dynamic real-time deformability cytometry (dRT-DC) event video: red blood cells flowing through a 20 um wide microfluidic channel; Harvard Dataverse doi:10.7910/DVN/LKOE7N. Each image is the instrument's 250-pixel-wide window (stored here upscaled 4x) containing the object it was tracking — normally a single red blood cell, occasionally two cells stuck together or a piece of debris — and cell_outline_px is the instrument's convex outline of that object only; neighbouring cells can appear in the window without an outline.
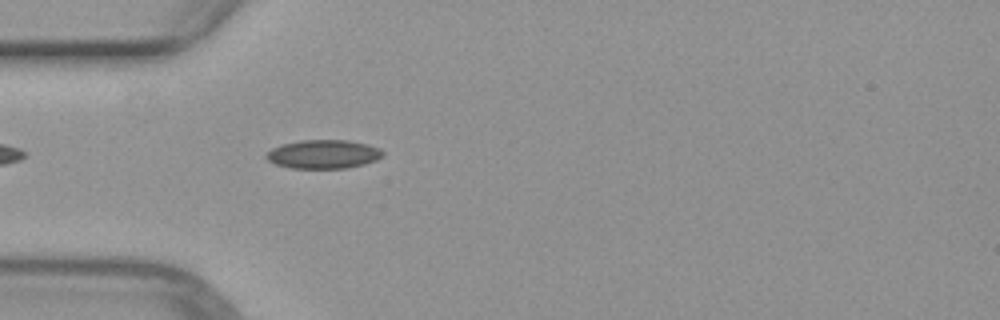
{"species": "common noctule bat (a hibernating species)", "species_latin": "Nyctalus noctula", "temperature_condition": "warm", "stored_images_in_passage": 37, "camera_frame_rate_fps": 3000, "um_per_image_px": 0.085, "animal": {"sex": "female", "body_mass_g": 29.2, "forearm_length_mm": 56.3}, "frame": {"image": 1, "passage_image": 1, "time_ms": 0.0, "image_size_px": [1000, 320], "cell_outline_px": [[384, 156], [376, 160], [364, 164], [344, 168], [288, 168], [276, 164], [268, 160], [264, 156], [272, 148], [280, 144], [300, 140], [348, 140], [368, 144], [380, 148], [384, 152]], "centroid_in_image_um": [27.49, 13.1], "position_along_channel_um": 57.5, "area_um2": 19.65}}
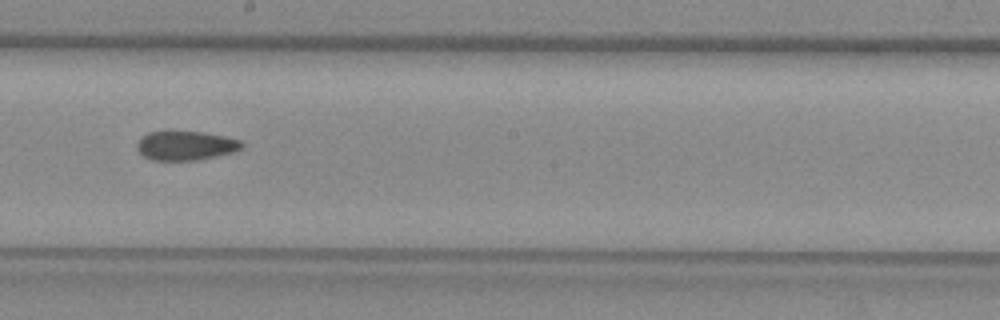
{"frame": {"image": 2, "passage_image": 14, "time_ms": 4.333, "image_size_px": [1000, 320], "cell_outline_px": [[244, 148], [232, 152], [196, 160], [152, 160], [144, 156], [136, 148], [136, 144], [140, 136], [148, 132], [168, 128], [172, 128], [204, 132], [224, 136], [240, 140], [244, 144]], "centroid_in_image_um": [15.72, 12.31], "position_along_channel_um": 232.5, "area_um2": 18.61}}
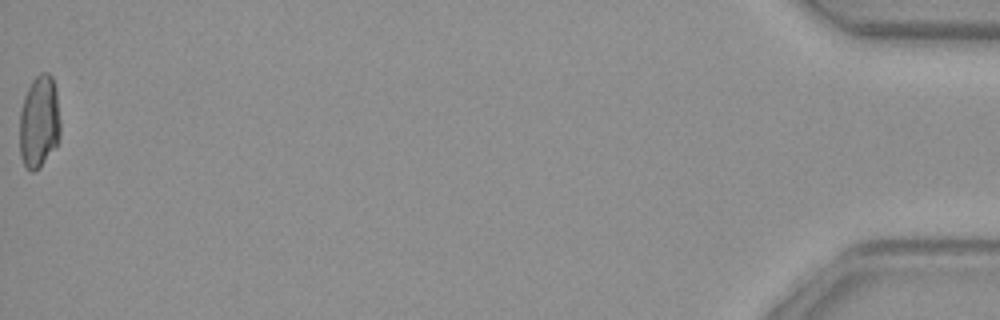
{"frame": {"image": 3, "passage_image": 37, "time_ms": 12.0, "image_size_px": [1000, 320], "cell_outline_px": [[60, 136], [56, 148], [40, 168], [32, 172], [24, 164], [20, 156], [20, 108], [24, 96], [32, 80], [40, 72], [48, 72], [52, 76], [56, 88], [60, 124]], "centroid_in_image_um": [3.34, 10.36], "position_along_channel_um": 431.9, "area_um2": 22.37}}